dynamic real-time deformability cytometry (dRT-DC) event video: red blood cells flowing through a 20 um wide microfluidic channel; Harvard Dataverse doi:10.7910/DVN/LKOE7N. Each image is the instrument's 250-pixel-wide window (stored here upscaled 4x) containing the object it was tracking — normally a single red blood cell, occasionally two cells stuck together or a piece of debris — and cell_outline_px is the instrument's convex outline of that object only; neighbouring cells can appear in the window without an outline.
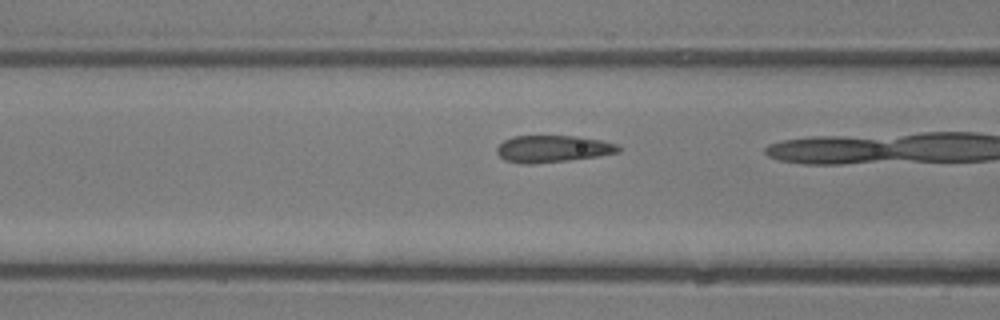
{"species": "common noctule bat (a hibernating species)", "species_latin": "Nyctalus noctula", "temperature_condition": "room temperature", "stored_images_in_passage": 6, "camera_frame_rate_fps": 3000, "um_per_image_px": 0.085, "animal": {"sex": "male", "body_mass_g": 13.3}, "frame": {"image": 1, "passage_image": 4, "time_ms": 1.0, "image_size_px": [1000, 320], "cell_outline_px": [[620, 152], [596, 156], [568, 160], [532, 164], [524, 164], [504, 160], [496, 152], [496, 148], [504, 140], [512, 136], [580, 136], [600, 140], [616, 144], [620, 148]], "centroid_in_image_um": [46.95, 12.64], "position_along_channel_um": 119.6, "area_um2": 19.02}}